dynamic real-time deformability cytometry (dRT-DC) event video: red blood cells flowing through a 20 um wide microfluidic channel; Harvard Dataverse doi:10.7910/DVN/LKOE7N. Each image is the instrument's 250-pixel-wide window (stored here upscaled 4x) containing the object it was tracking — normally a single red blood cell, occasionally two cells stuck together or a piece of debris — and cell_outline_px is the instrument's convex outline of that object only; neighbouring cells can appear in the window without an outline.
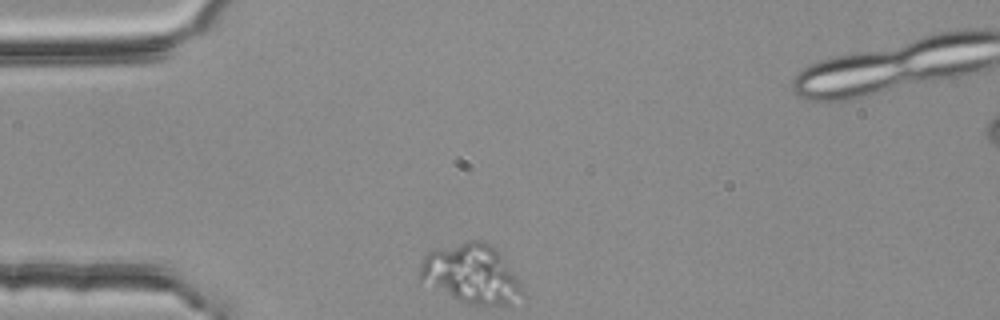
{"species": "common noctule bat (a hibernating species)", "species_latin": "Nyctalus noctula", "temperature_condition": "room temperature", "stored_images_in_passage": 33, "camera_frame_rate_fps": 3000, "um_per_image_px": 0.085, "animal": {"sex": "female", "body_mass_g": 25.1}, "frame": {"image": 1, "passage_image": 1, "time_ms": 0.0, "image_size_px": [1000, 320], "cell_outline_px": [[524, 296], [512, 304], [468, 304], [416, 284], [420, 264], [424, 256], [428, 252], [468, 240], [484, 240], [500, 256], [512, 272], [520, 284], [524, 292]], "centroid_in_image_um": [39.94, 23.32], "position_along_channel_um": 45.1, "area_um2": 35.55}}
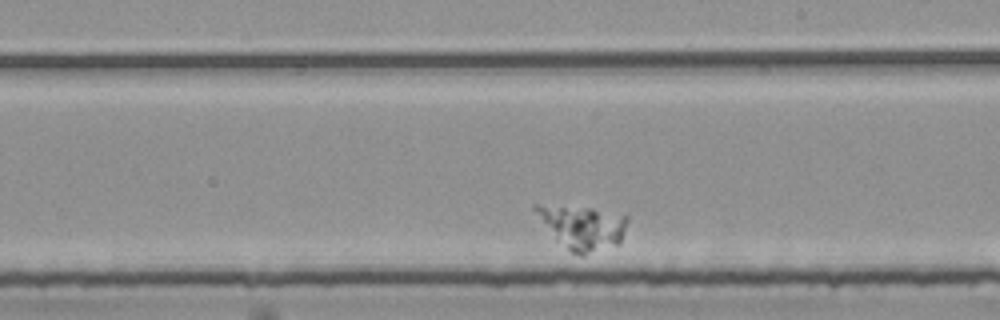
{"frame": {"image": 2, "passage_image": 21, "time_ms": 6.667, "image_size_px": [1000, 320], "cell_outline_px": [[628, 220], [620, 244], [584, 256], [580, 256], [572, 252], [556, 240], [532, 208], [532, 204], [536, 204], [592, 208], [628, 216]], "centroid_in_image_um": [49.53, 19.33], "position_along_channel_um": 239.5, "area_um2": 23.41}}
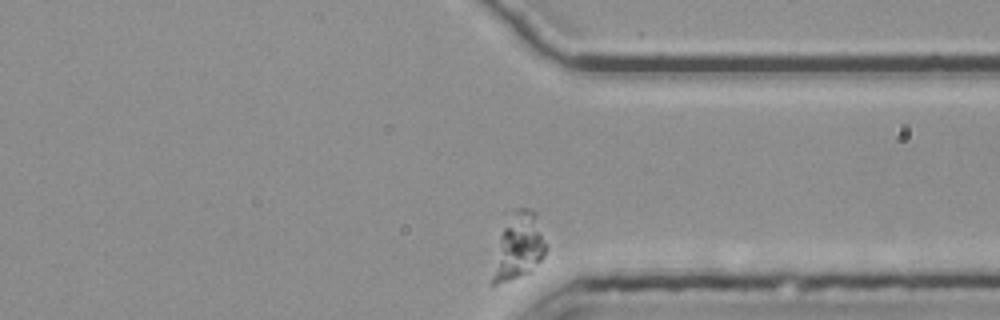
{"frame": {"image": 3, "passage_image": 33, "time_ms": 10.667, "image_size_px": [1000, 320], "cell_outline_px": [[548, 248], [544, 256], [532, 272], [496, 284], [488, 284], [488, 280], [500, 236], [512, 208], [532, 208], [536, 212]], "centroid_in_image_um": [44.07, 20.96], "position_along_channel_um": 367.3, "area_um2": 21.21}}